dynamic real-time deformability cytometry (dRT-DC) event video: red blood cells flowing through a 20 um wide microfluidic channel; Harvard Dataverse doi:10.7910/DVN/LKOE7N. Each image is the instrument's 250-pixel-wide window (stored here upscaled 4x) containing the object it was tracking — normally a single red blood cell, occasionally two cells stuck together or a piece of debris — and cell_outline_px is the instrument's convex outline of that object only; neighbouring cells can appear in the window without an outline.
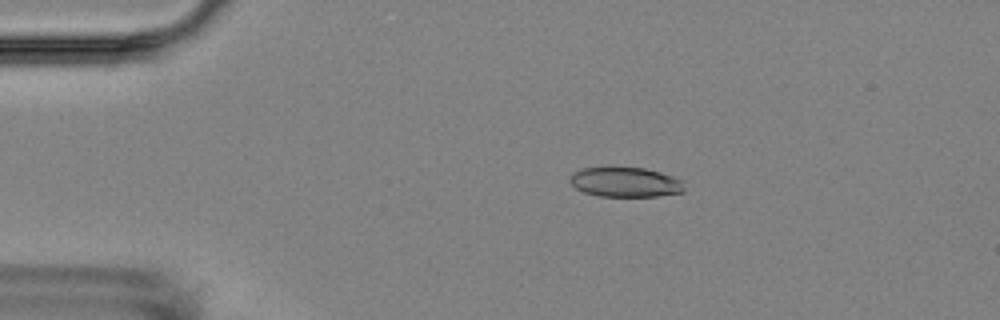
{"species": "Egyptian fruit bat (a non-hibernating species)", "species_latin": "Rousettus aegyptiacus", "temperature_condition": "room temperature", "stored_images_in_passage": 4, "camera_frame_rate_fps": 3000, "um_per_image_px": 0.085, "animal": {"sex": "female"}, "frame": {"image": 1, "passage_image": 2, "time_ms": 2.0, "image_size_px": [1000, 320], "cell_outline_px": [[684, 192], [660, 196], [600, 196], [584, 192], [576, 188], [568, 180], [580, 168], [608, 164], [612, 164], [644, 168], [660, 172], [684, 180]], "centroid_in_image_um": [53.15, 15.43], "position_along_channel_um": 31.8, "area_um2": 20.69}}